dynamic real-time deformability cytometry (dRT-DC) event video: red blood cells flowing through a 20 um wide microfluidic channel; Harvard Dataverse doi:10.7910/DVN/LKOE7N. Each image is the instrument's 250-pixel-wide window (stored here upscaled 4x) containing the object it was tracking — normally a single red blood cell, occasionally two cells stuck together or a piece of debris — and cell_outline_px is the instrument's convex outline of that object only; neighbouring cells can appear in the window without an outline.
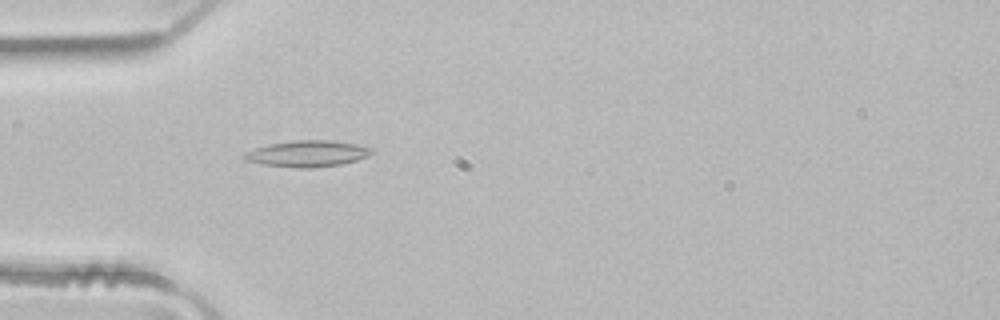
{"species": "common noctule bat (a hibernating species)", "species_latin": "Nyctalus noctula", "temperature_condition": "room temperature", "stored_images_in_passage": 4, "camera_frame_rate_fps": 3000, "um_per_image_px": 0.085, "animal": {"sex": "male", "body_mass_g": 21.5, "forearm_length_mm": 52.0}, "frame": {"image": 1, "passage_image": 4, "time_ms": 1.0, "image_size_px": [1000, 320], "cell_outline_px": [[372, 152], [368, 156], [356, 160], [340, 164], [312, 168], [292, 168], [260, 164], [244, 160], [244, 152], [268, 144], [296, 140], [332, 140], [356, 144], [372, 148]], "centroid_in_image_um": [26.1, 13.06], "position_along_channel_um": 58.9, "area_um2": 19.54}}